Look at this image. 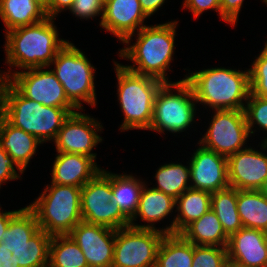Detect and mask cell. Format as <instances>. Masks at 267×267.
Wrapping results in <instances>:
<instances>
[{"mask_svg": "<svg viewBox=\"0 0 267 267\" xmlns=\"http://www.w3.org/2000/svg\"><path fill=\"white\" fill-rule=\"evenodd\" d=\"M180 20L146 25L136 33L128 36L116 52L122 60L131 63L123 64L126 69L159 79L163 82H173L170 72H173L171 63H174L176 34ZM169 72V73H168Z\"/></svg>", "mask_w": 267, "mask_h": 267, "instance_id": "obj_1", "label": "cell"}, {"mask_svg": "<svg viewBox=\"0 0 267 267\" xmlns=\"http://www.w3.org/2000/svg\"><path fill=\"white\" fill-rule=\"evenodd\" d=\"M56 19L47 17L32 25L9 30L4 35L3 60L7 79L14 73L33 68L48 67L58 51L67 43L61 38ZM15 69V70H14Z\"/></svg>", "mask_w": 267, "mask_h": 267, "instance_id": "obj_2", "label": "cell"}, {"mask_svg": "<svg viewBox=\"0 0 267 267\" xmlns=\"http://www.w3.org/2000/svg\"><path fill=\"white\" fill-rule=\"evenodd\" d=\"M218 66L195 68L194 71L183 68L188 72L183 76L192 88L198 106L203 108L200 116L205 110H244L251 93L248 68Z\"/></svg>", "mask_w": 267, "mask_h": 267, "instance_id": "obj_3", "label": "cell"}, {"mask_svg": "<svg viewBox=\"0 0 267 267\" xmlns=\"http://www.w3.org/2000/svg\"><path fill=\"white\" fill-rule=\"evenodd\" d=\"M77 108L47 107L26 98L9 80L0 89V114L14 127L52 143L70 114Z\"/></svg>", "mask_w": 267, "mask_h": 267, "instance_id": "obj_4", "label": "cell"}, {"mask_svg": "<svg viewBox=\"0 0 267 267\" xmlns=\"http://www.w3.org/2000/svg\"><path fill=\"white\" fill-rule=\"evenodd\" d=\"M200 111L192 88L184 77L174 82H164L155 97L153 116L148 131L158 133L165 137L164 139L169 133L174 134L173 136L176 134L178 138L181 135L185 137L184 134L187 133L188 138L190 130L192 131L193 128L195 133L197 127L200 126L201 121H198Z\"/></svg>", "mask_w": 267, "mask_h": 267, "instance_id": "obj_5", "label": "cell"}, {"mask_svg": "<svg viewBox=\"0 0 267 267\" xmlns=\"http://www.w3.org/2000/svg\"><path fill=\"white\" fill-rule=\"evenodd\" d=\"M112 62L117 81V103L123 115L120 127L118 126L120 133L132 130L147 131L151 125L156 94L164 82L134 73L114 58Z\"/></svg>", "mask_w": 267, "mask_h": 267, "instance_id": "obj_6", "label": "cell"}, {"mask_svg": "<svg viewBox=\"0 0 267 267\" xmlns=\"http://www.w3.org/2000/svg\"><path fill=\"white\" fill-rule=\"evenodd\" d=\"M89 59L84 50L68 39L48 66L64 87L68 100L82 111L84 105L93 109L98 106L97 68Z\"/></svg>", "mask_w": 267, "mask_h": 267, "instance_id": "obj_7", "label": "cell"}, {"mask_svg": "<svg viewBox=\"0 0 267 267\" xmlns=\"http://www.w3.org/2000/svg\"><path fill=\"white\" fill-rule=\"evenodd\" d=\"M44 185L43 191L27 206L34 212L40 229L51 236L67 235L82 221L81 188Z\"/></svg>", "mask_w": 267, "mask_h": 267, "instance_id": "obj_8", "label": "cell"}, {"mask_svg": "<svg viewBox=\"0 0 267 267\" xmlns=\"http://www.w3.org/2000/svg\"><path fill=\"white\" fill-rule=\"evenodd\" d=\"M1 243L11 251L19 267H48L52 236L39 228L34 212L26 205L10 220Z\"/></svg>", "mask_w": 267, "mask_h": 267, "instance_id": "obj_9", "label": "cell"}, {"mask_svg": "<svg viewBox=\"0 0 267 267\" xmlns=\"http://www.w3.org/2000/svg\"><path fill=\"white\" fill-rule=\"evenodd\" d=\"M206 114L205 132L200 131L199 140L203 147L228 158L234 153L247 148L253 140L249 134L244 110H212ZM209 115V116H208ZM211 120V121H210ZM248 144V145H247Z\"/></svg>", "mask_w": 267, "mask_h": 267, "instance_id": "obj_10", "label": "cell"}, {"mask_svg": "<svg viewBox=\"0 0 267 267\" xmlns=\"http://www.w3.org/2000/svg\"><path fill=\"white\" fill-rule=\"evenodd\" d=\"M112 198V171L103 167L81 188L82 221L115 230L130 226V220Z\"/></svg>", "mask_w": 267, "mask_h": 267, "instance_id": "obj_11", "label": "cell"}, {"mask_svg": "<svg viewBox=\"0 0 267 267\" xmlns=\"http://www.w3.org/2000/svg\"><path fill=\"white\" fill-rule=\"evenodd\" d=\"M164 233L131 226L115 230L112 267H156L157 251Z\"/></svg>", "mask_w": 267, "mask_h": 267, "instance_id": "obj_12", "label": "cell"}, {"mask_svg": "<svg viewBox=\"0 0 267 267\" xmlns=\"http://www.w3.org/2000/svg\"><path fill=\"white\" fill-rule=\"evenodd\" d=\"M79 110L64 121L58 131L56 139L52 142L56 152L81 154L97 161V146L103 144L101 136L104 129L103 123L98 117ZM100 133V134H99Z\"/></svg>", "mask_w": 267, "mask_h": 267, "instance_id": "obj_13", "label": "cell"}, {"mask_svg": "<svg viewBox=\"0 0 267 267\" xmlns=\"http://www.w3.org/2000/svg\"><path fill=\"white\" fill-rule=\"evenodd\" d=\"M26 98L47 107L76 108L49 67L26 69L8 79Z\"/></svg>", "mask_w": 267, "mask_h": 267, "instance_id": "obj_14", "label": "cell"}, {"mask_svg": "<svg viewBox=\"0 0 267 267\" xmlns=\"http://www.w3.org/2000/svg\"><path fill=\"white\" fill-rule=\"evenodd\" d=\"M255 143L227 158L229 187L259 190L267 179V150L260 141Z\"/></svg>", "mask_w": 267, "mask_h": 267, "instance_id": "obj_15", "label": "cell"}, {"mask_svg": "<svg viewBox=\"0 0 267 267\" xmlns=\"http://www.w3.org/2000/svg\"><path fill=\"white\" fill-rule=\"evenodd\" d=\"M175 207L176 199L154 189L146 181L141 189L138 209L130 220V226L138 229L158 230L164 234H174ZM138 220L140 221L137 222ZM162 223V226L158 225ZM157 225L158 227H156Z\"/></svg>", "mask_w": 267, "mask_h": 267, "instance_id": "obj_16", "label": "cell"}, {"mask_svg": "<svg viewBox=\"0 0 267 267\" xmlns=\"http://www.w3.org/2000/svg\"><path fill=\"white\" fill-rule=\"evenodd\" d=\"M191 188L214 193L229 187L227 158L213 150L195 144L193 152H188Z\"/></svg>", "mask_w": 267, "mask_h": 267, "instance_id": "obj_17", "label": "cell"}, {"mask_svg": "<svg viewBox=\"0 0 267 267\" xmlns=\"http://www.w3.org/2000/svg\"><path fill=\"white\" fill-rule=\"evenodd\" d=\"M69 235L82 250L89 267H112L115 229L81 221Z\"/></svg>", "mask_w": 267, "mask_h": 267, "instance_id": "obj_18", "label": "cell"}, {"mask_svg": "<svg viewBox=\"0 0 267 267\" xmlns=\"http://www.w3.org/2000/svg\"><path fill=\"white\" fill-rule=\"evenodd\" d=\"M149 19L139 0H107L98 26L116 37V41L121 44L128 36L148 25L146 23Z\"/></svg>", "mask_w": 267, "mask_h": 267, "instance_id": "obj_19", "label": "cell"}, {"mask_svg": "<svg viewBox=\"0 0 267 267\" xmlns=\"http://www.w3.org/2000/svg\"><path fill=\"white\" fill-rule=\"evenodd\" d=\"M228 260L244 267H267V233L242 227L227 244Z\"/></svg>", "mask_w": 267, "mask_h": 267, "instance_id": "obj_20", "label": "cell"}, {"mask_svg": "<svg viewBox=\"0 0 267 267\" xmlns=\"http://www.w3.org/2000/svg\"><path fill=\"white\" fill-rule=\"evenodd\" d=\"M52 162L49 183L80 188L103 168L93 158L74 153L57 152Z\"/></svg>", "mask_w": 267, "mask_h": 267, "instance_id": "obj_21", "label": "cell"}, {"mask_svg": "<svg viewBox=\"0 0 267 267\" xmlns=\"http://www.w3.org/2000/svg\"><path fill=\"white\" fill-rule=\"evenodd\" d=\"M0 144L25 173L43 144L33 135L11 125L0 114Z\"/></svg>", "mask_w": 267, "mask_h": 267, "instance_id": "obj_22", "label": "cell"}, {"mask_svg": "<svg viewBox=\"0 0 267 267\" xmlns=\"http://www.w3.org/2000/svg\"><path fill=\"white\" fill-rule=\"evenodd\" d=\"M179 234L194 245L227 247L229 240L220 220L212 209L204 213L199 219L192 221Z\"/></svg>", "mask_w": 267, "mask_h": 267, "instance_id": "obj_23", "label": "cell"}, {"mask_svg": "<svg viewBox=\"0 0 267 267\" xmlns=\"http://www.w3.org/2000/svg\"><path fill=\"white\" fill-rule=\"evenodd\" d=\"M137 176L136 173L112 172V201L122 213L131 220L137 212L141 189L149 179Z\"/></svg>", "mask_w": 267, "mask_h": 267, "instance_id": "obj_24", "label": "cell"}, {"mask_svg": "<svg viewBox=\"0 0 267 267\" xmlns=\"http://www.w3.org/2000/svg\"><path fill=\"white\" fill-rule=\"evenodd\" d=\"M187 163V164H186ZM165 162L155 169L153 181H149L154 189L177 199L182 193L191 187V175L189 161ZM186 164V165H185Z\"/></svg>", "mask_w": 267, "mask_h": 267, "instance_id": "obj_25", "label": "cell"}, {"mask_svg": "<svg viewBox=\"0 0 267 267\" xmlns=\"http://www.w3.org/2000/svg\"><path fill=\"white\" fill-rule=\"evenodd\" d=\"M47 18L46 11L34 0H0V19L4 33L32 25Z\"/></svg>", "mask_w": 267, "mask_h": 267, "instance_id": "obj_26", "label": "cell"}, {"mask_svg": "<svg viewBox=\"0 0 267 267\" xmlns=\"http://www.w3.org/2000/svg\"><path fill=\"white\" fill-rule=\"evenodd\" d=\"M211 209V193L189 188L176 199L174 234Z\"/></svg>", "mask_w": 267, "mask_h": 267, "instance_id": "obj_27", "label": "cell"}, {"mask_svg": "<svg viewBox=\"0 0 267 267\" xmlns=\"http://www.w3.org/2000/svg\"><path fill=\"white\" fill-rule=\"evenodd\" d=\"M237 210L243 227L267 233V197L259 190H238Z\"/></svg>", "mask_w": 267, "mask_h": 267, "instance_id": "obj_28", "label": "cell"}, {"mask_svg": "<svg viewBox=\"0 0 267 267\" xmlns=\"http://www.w3.org/2000/svg\"><path fill=\"white\" fill-rule=\"evenodd\" d=\"M193 243L180 234H165L162 238L156 259V267H191Z\"/></svg>", "mask_w": 267, "mask_h": 267, "instance_id": "obj_29", "label": "cell"}, {"mask_svg": "<svg viewBox=\"0 0 267 267\" xmlns=\"http://www.w3.org/2000/svg\"><path fill=\"white\" fill-rule=\"evenodd\" d=\"M237 198L238 190L232 187L211 194V209L228 237L243 227L237 210Z\"/></svg>", "mask_w": 267, "mask_h": 267, "instance_id": "obj_30", "label": "cell"}, {"mask_svg": "<svg viewBox=\"0 0 267 267\" xmlns=\"http://www.w3.org/2000/svg\"><path fill=\"white\" fill-rule=\"evenodd\" d=\"M48 267H89L82 250L67 235H53L49 247Z\"/></svg>", "mask_w": 267, "mask_h": 267, "instance_id": "obj_31", "label": "cell"}, {"mask_svg": "<svg viewBox=\"0 0 267 267\" xmlns=\"http://www.w3.org/2000/svg\"><path fill=\"white\" fill-rule=\"evenodd\" d=\"M244 112L251 139L255 141L254 137L257 136L261 142L267 137V99L250 93Z\"/></svg>", "mask_w": 267, "mask_h": 267, "instance_id": "obj_32", "label": "cell"}, {"mask_svg": "<svg viewBox=\"0 0 267 267\" xmlns=\"http://www.w3.org/2000/svg\"><path fill=\"white\" fill-rule=\"evenodd\" d=\"M263 44L248 70L251 94L267 99V38Z\"/></svg>", "mask_w": 267, "mask_h": 267, "instance_id": "obj_33", "label": "cell"}, {"mask_svg": "<svg viewBox=\"0 0 267 267\" xmlns=\"http://www.w3.org/2000/svg\"><path fill=\"white\" fill-rule=\"evenodd\" d=\"M227 261V247L193 244L191 267H224Z\"/></svg>", "mask_w": 267, "mask_h": 267, "instance_id": "obj_34", "label": "cell"}, {"mask_svg": "<svg viewBox=\"0 0 267 267\" xmlns=\"http://www.w3.org/2000/svg\"><path fill=\"white\" fill-rule=\"evenodd\" d=\"M104 12V1L103 0H74L71 9L69 10V14L72 15L73 18H76L79 23V19L81 21L94 20V18L100 24L102 20ZM101 18V19H100Z\"/></svg>", "mask_w": 267, "mask_h": 267, "instance_id": "obj_35", "label": "cell"}, {"mask_svg": "<svg viewBox=\"0 0 267 267\" xmlns=\"http://www.w3.org/2000/svg\"><path fill=\"white\" fill-rule=\"evenodd\" d=\"M24 172L16 165L12 157L2 148L0 144V191L2 186L15 180H22Z\"/></svg>", "mask_w": 267, "mask_h": 267, "instance_id": "obj_36", "label": "cell"}, {"mask_svg": "<svg viewBox=\"0 0 267 267\" xmlns=\"http://www.w3.org/2000/svg\"><path fill=\"white\" fill-rule=\"evenodd\" d=\"M182 11L186 10L192 13L193 19H199L203 13L207 11H215L218 15V19H221V7L220 0H183Z\"/></svg>", "mask_w": 267, "mask_h": 267, "instance_id": "obj_37", "label": "cell"}, {"mask_svg": "<svg viewBox=\"0 0 267 267\" xmlns=\"http://www.w3.org/2000/svg\"><path fill=\"white\" fill-rule=\"evenodd\" d=\"M245 0H220L221 20L232 28L238 24Z\"/></svg>", "mask_w": 267, "mask_h": 267, "instance_id": "obj_38", "label": "cell"}, {"mask_svg": "<svg viewBox=\"0 0 267 267\" xmlns=\"http://www.w3.org/2000/svg\"><path fill=\"white\" fill-rule=\"evenodd\" d=\"M74 0H52L50 8L46 11L47 17L58 20V16L65 11H69L73 5Z\"/></svg>", "mask_w": 267, "mask_h": 267, "instance_id": "obj_39", "label": "cell"}, {"mask_svg": "<svg viewBox=\"0 0 267 267\" xmlns=\"http://www.w3.org/2000/svg\"><path fill=\"white\" fill-rule=\"evenodd\" d=\"M169 0H139L143 12L151 18L159 10L165 8V3ZM164 6V7H163Z\"/></svg>", "mask_w": 267, "mask_h": 267, "instance_id": "obj_40", "label": "cell"}, {"mask_svg": "<svg viewBox=\"0 0 267 267\" xmlns=\"http://www.w3.org/2000/svg\"><path fill=\"white\" fill-rule=\"evenodd\" d=\"M12 209V210H4L2 208V205L0 203V242H1V237L4 236V231H6L7 227L9 226L11 218L21 209Z\"/></svg>", "mask_w": 267, "mask_h": 267, "instance_id": "obj_41", "label": "cell"}, {"mask_svg": "<svg viewBox=\"0 0 267 267\" xmlns=\"http://www.w3.org/2000/svg\"><path fill=\"white\" fill-rule=\"evenodd\" d=\"M0 267H19V264H16L11 251L6 247L5 244L0 242Z\"/></svg>", "mask_w": 267, "mask_h": 267, "instance_id": "obj_42", "label": "cell"}, {"mask_svg": "<svg viewBox=\"0 0 267 267\" xmlns=\"http://www.w3.org/2000/svg\"><path fill=\"white\" fill-rule=\"evenodd\" d=\"M40 7L47 11L52 3V0H34Z\"/></svg>", "mask_w": 267, "mask_h": 267, "instance_id": "obj_43", "label": "cell"}, {"mask_svg": "<svg viewBox=\"0 0 267 267\" xmlns=\"http://www.w3.org/2000/svg\"><path fill=\"white\" fill-rule=\"evenodd\" d=\"M8 81L4 69L1 70L0 68V89L4 86V84Z\"/></svg>", "mask_w": 267, "mask_h": 267, "instance_id": "obj_44", "label": "cell"}, {"mask_svg": "<svg viewBox=\"0 0 267 267\" xmlns=\"http://www.w3.org/2000/svg\"><path fill=\"white\" fill-rule=\"evenodd\" d=\"M259 191L267 197V179L264 181L262 187L259 189Z\"/></svg>", "mask_w": 267, "mask_h": 267, "instance_id": "obj_45", "label": "cell"}, {"mask_svg": "<svg viewBox=\"0 0 267 267\" xmlns=\"http://www.w3.org/2000/svg\"><path fill=\"white\" fill-rule=\"evenodd\" d=\"M224 267H244V266H240L234 262H231V261H227L226 264L224 265Z\"/></svg>", "mask_w": 267, "mask_h": 267, "instance_id": "obj_46", "label": "cell"}, {"mask_svg": "<svg viewBox=\"0 0 267 267\" xmlns=\"http://www.w3.org/2000/svg\"><path fill=\"white\" fill-rule=\"evenodd\" d=\"M261 143L264 145V147L267 150V137H265L263 140H261Z\"/></svg>", "mask_w": 267, "mask_h": 267, "instance_id": "obj_47", "label": "cell"}, {"mask_svg": "<svg viewBox=\"0 0 267 267\" xmlns=\"http://www.w3.org/2000/svg\"><path fill=\"white\" fill-rule=\"evenodd\" d=\"M261 2H263V4H265L267 7V0H261Z\"/></svg>", "mask_w": 267, "mask_h": 267, "instance_id": "obj_48", "label": "cell"}]
</instances>
